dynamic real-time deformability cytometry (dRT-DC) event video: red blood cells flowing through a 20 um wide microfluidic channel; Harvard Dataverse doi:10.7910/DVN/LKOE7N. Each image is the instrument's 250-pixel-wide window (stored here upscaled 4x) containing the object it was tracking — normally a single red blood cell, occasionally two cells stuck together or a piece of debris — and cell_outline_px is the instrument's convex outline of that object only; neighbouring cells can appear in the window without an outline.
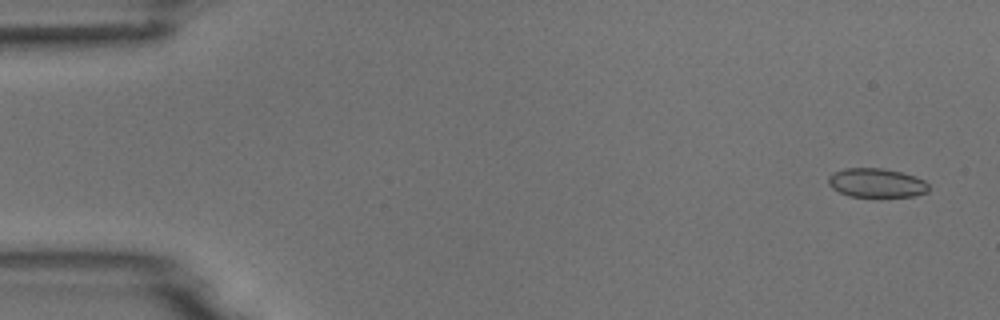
{"species": "common noctule bat (a hibernating species)", "species_latin": "Nyctalus noctula", "temperature_condition": "room temperature", "stored_images_in_passage": 4, "camera_frame_rate_fps": 3000, "um_per_image_px": 0.085, "animal": {"sex": "male", "body_mass_g": 18.8}, "frame": {"image": 1, "passage_image": 1, "time_ms": 0.0, "image_size_px": [1000, 320], "cell_outline_px": [[928, 192], [912, 196], [848, 196], [832, 188], [828, 184], [828, 176], [832, 172], [844, 168], [880, 168], [900, 172], [924, 180], [928, 184]], "centroid_in_image_um": [74.45, 15.54], "position_along_channel_um": 10.6, "area_um2": 16.82}}
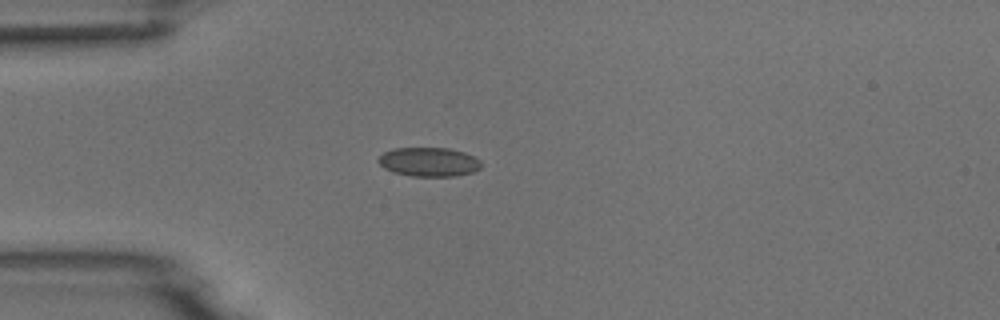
{"frame": {"image": 2, "passage_image": 4, "time_ms": 4.0, "image_size_px": [1000, 320], "cell_outline_px": [[480, 168], [472, 172], [456, 176], [412, 176], [392, 172], [384, 168], [376, 160], [384, 152], [392, 148], [448, 148], [464, 152], [480, 160]], "centroid_in_image_um": [36.42, 13.76], "position_along_channel_um": 48.6, "area_um2": 17.4}}